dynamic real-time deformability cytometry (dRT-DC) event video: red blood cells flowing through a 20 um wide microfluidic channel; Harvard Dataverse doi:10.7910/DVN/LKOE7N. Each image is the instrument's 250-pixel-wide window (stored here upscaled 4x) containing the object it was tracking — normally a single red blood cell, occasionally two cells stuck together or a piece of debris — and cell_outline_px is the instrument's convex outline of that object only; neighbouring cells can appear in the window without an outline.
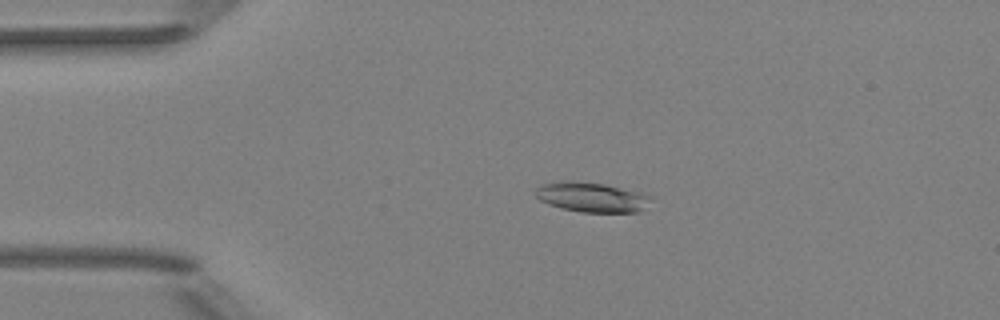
{"species": "Egyptian fruit bat (a non-hibernating species)", "species_latin": "Rousettus aegyptiacus", "temperature_condition": "room temperature", "stored_images_in_passage": 3, "camera_frame_rate_fps": 3000, "um_per_image_px": 0.085, "animal": {"sex": "female"}, "frame": {"image": 1, "passage_image": 2, "time_ms": 1.0, "image_size_px": [1000, 320], "cell_outline_px": [[652, 200], [636, 212], [580, 212], [560, 208], [548, 204], [540, 200], [536, 196], [536, 188], [540, 184], [564, 180], [604, 184], [640, 192], [652, 196]], "centroid_in_image_um": [50.25, 16.75], "position_along_channel_um": 34.7, "area_um2": 19.94}}